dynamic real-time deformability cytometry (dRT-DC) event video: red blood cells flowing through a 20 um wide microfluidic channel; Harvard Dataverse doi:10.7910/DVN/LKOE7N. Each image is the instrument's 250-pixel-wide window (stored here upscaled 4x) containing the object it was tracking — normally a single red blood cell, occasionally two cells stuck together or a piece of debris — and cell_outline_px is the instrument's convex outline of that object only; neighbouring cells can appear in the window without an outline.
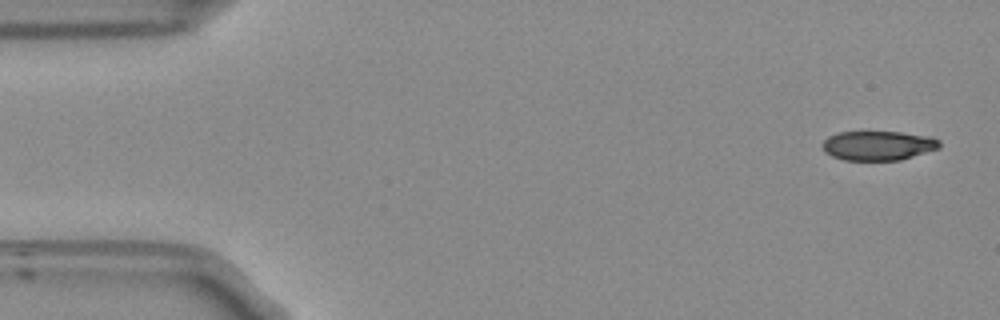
{"species": "Egyptian fruit bat (a non-hibernating species)", "species_latin": "Rousettus aegyptiacus", "temperature_condition": "room temperature", "stored_images_in_passage": 52, "camera_frame_rate_fps": 3000, "um_per_image_px": 0.085, "frame": {"image": 1, "passage_image": 1, "time_ms": 0.0, "image_size_px": [1000, 320], "cell_outline_px": [[940, 148], [900, 160], [844, 160], [832, 156], [824, 152], [824, 140], [828, 136], [840, 132], [900, 132], [932, 136], [940, 140]], "centroid_in_image_um": [74.68, 12.37], "position_along_channel_um": 10.3, "area_um2": 20.06}}
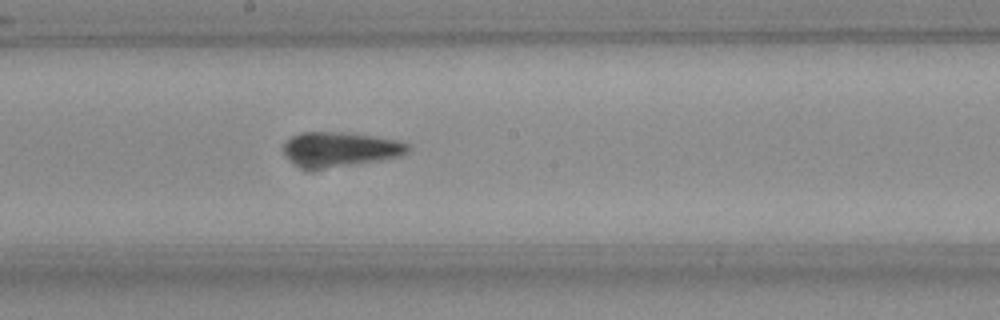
{"frame": {"image": 2, "passage_image": 27, "time_ms": 8.667, "image_size_px": [1000, 320], "cell_outline_px": [[408, 152], [400, 156], [380, 160], [352, 164], [320, 168], [304, 168], [288, 160], [280, 152], [280, 148], [284, 140], [288, 136], [296, 132], [336, 132], [368, 136], [392, 140], [408, 144]], "centroid_in_image_um": [28.73, 12.68], "position_along_channel_um": 219.5, "area_um2": 24.91}}
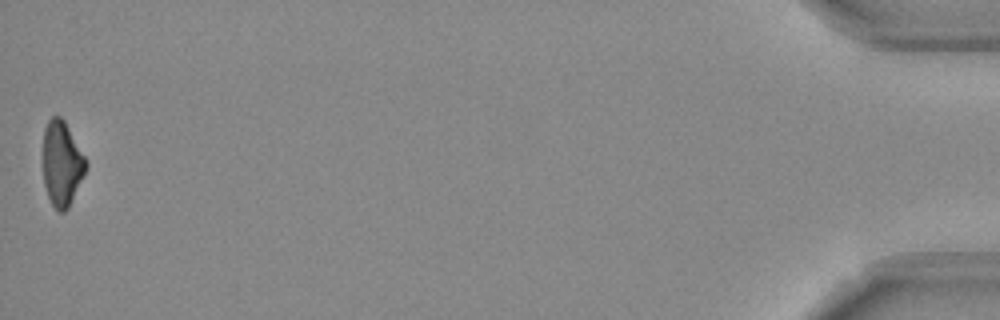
{"frame": {"image": 3, "passage_image": 52, "time_ms": 17.0, "image_size_px": [1000, 320], "cell_outline_px": [[88, 164], [84, 176], [68, 208], [64, 212], [60, 212], [52, 204], [48, 196], [44, 184], [44, 128], [48, 120], [52, 116], [60, 116], [64, 120], [88, 160]], "centroid_in_image_um": [5.29, 13.89], "position_along_channel_um": 429.9, "area_um2": 21.21}, "authors_computed_cell_mechanics": {"area_um2": 22.8888, "velocity_mm_per_s": 3.7547, "shape_relaxation_time_tau1_ms": 6.5067, "shape_relaxation_time_tau2_ms": 5.1363, "deformation_change_tau1": 0.1618, "deformation_change_tau2": 0.1283}}